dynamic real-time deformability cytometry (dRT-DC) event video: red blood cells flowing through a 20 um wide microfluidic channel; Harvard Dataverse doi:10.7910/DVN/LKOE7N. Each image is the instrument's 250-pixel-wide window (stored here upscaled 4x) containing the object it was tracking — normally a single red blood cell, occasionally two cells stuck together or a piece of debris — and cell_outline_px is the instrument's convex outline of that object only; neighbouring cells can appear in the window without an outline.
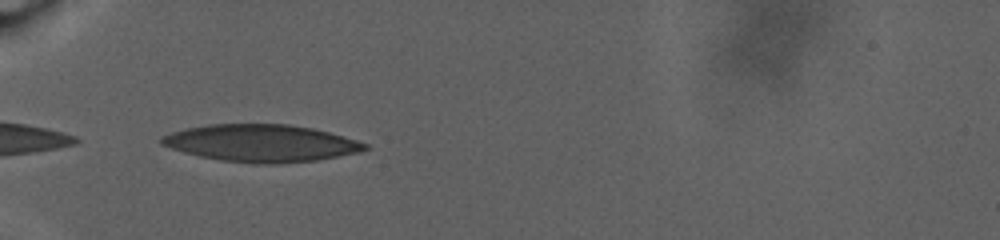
{"species": "human", "species_latin": "Homo sapiens", "temperature_condition": "warm", "stored_images_in_passage": 46, "camera_frame_rate_fps": 3000, "um_per_image_px": 0.085, "donor": {"sex": "male"}, "frame": {"image": 1, "passage_image": 1, "time_ms": 0.0, "image_size_px": [1000, 240], "cell_outline_px": [[368, 148], [360, 152], [316, 160], [276, 164], [256, 164], [220, 160], [200, 156], [184, 152], [160, 144], [160, 136], [172, 132], [188, 128], [208, 124], [288, 124], [312, 128], [328, 132], [356, 140], [368, 144]], "centroid_in_image_um": [22.19, 12.17], "position_along_channel_um": 62.8, "area_um2": 43.99}}
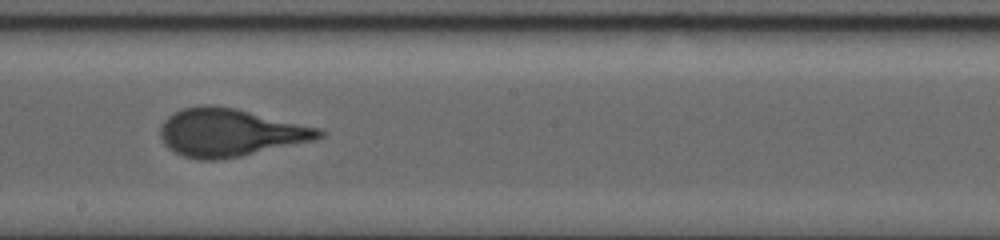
{"frame": {"image": 2, "passage_image": 23, "time_ms": 7.333, "image_size_px": [1000, 240], "cell_outline_px": [[324, 136], [316, 140], [240, 156], [216, 160], [200, 160], [184, 156], [168, 148], [164, 144], [160, 136], [160, 128], [164, 120], [168, 116], [184, 108], [204, 104], [208, 104], [236, 108], [324, 128]], "centroid_in_image_um": [19.6, 11.26], "position_along_channel_um": 228.6, "area_um2": 44.51}}
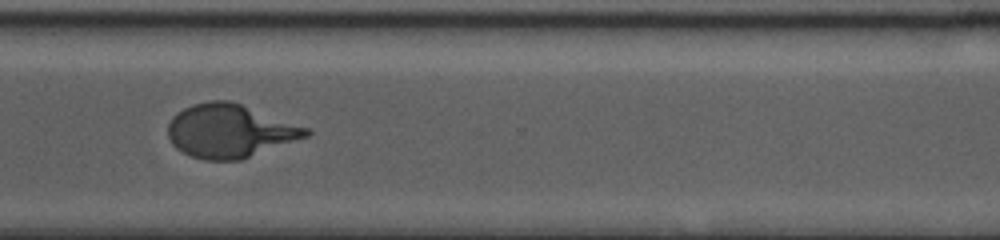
{"frame": {"image": 3, "passage_image": 38, "time_ms": 12.333, "image_size_px": [1000, 240], "cell_outline_px": [[312, 132], [308, 136], [240, 160], [204, 160], [192, 156], [176, 148], [172, 144], [168, 136], [168, 124], [172, 116], [176, 112], [192, 104], [208, 100], [232, 100], [308, 128]], "centroid_in_image_um": [19.51, 11.11], "position_along_channel_um": 351.1, "area_um2": 43.0}, "authors_computed_cell_mechanics": {"area_um2": 43.639, "velocity_mm_per_s": 2.4523, "shape_relaxation_time_tau1_ms": 10.4915, "shape_relaxation_time_tau2_ms": null, "deformation_change_tau1": 0.3064, "deformation_change_tau2": null}}